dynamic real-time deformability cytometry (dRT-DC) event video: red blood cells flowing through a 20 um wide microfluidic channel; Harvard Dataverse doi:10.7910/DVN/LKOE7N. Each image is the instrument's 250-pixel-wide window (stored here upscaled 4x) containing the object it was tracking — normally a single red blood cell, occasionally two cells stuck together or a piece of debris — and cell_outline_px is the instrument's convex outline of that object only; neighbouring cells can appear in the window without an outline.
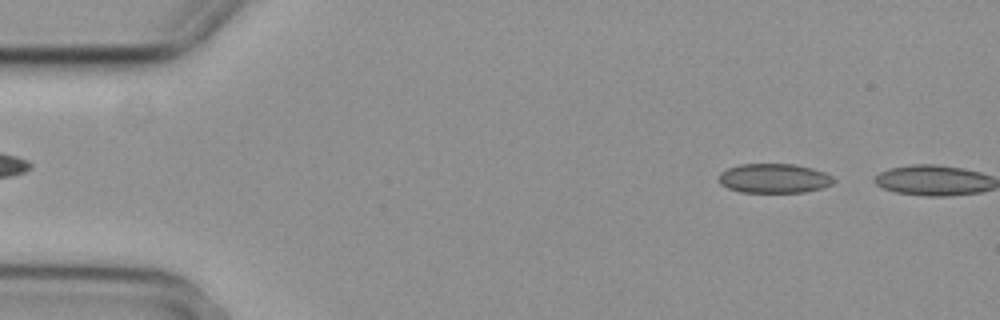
{"species": "common noctule bat (a hibernating species)", "species_latin": "Nyctalus noctula", "temperature_condition": "cold", "stored_images_in_passage": 5, "segment_of_instrument_passage": [2, 2], "camera_frame_rate_fps": 3000, "um_per_image_px": 0.085, "animal": {"sex": "female", "body_mass_g": 29.2, "forearm_length_mm": 56.3}, "frame": {"image": 1, "passage_image": 5, "time_ms": 1.333, "image_size_px": [1000, 320], "cell_outline_px": [[836, 180], [832, 184], [820, 188], [804, 192], [740, 192], [728, 188], [720, 184], [716, 176], [720, 172], [728, 168], [740, 164], [792, 164], [812, 168], [824, 172], [832, 176]], "centroid_in_image_um": [65.75, 15.16], "position_along_channel_um": 19.2, "area_um2": 19.77}}